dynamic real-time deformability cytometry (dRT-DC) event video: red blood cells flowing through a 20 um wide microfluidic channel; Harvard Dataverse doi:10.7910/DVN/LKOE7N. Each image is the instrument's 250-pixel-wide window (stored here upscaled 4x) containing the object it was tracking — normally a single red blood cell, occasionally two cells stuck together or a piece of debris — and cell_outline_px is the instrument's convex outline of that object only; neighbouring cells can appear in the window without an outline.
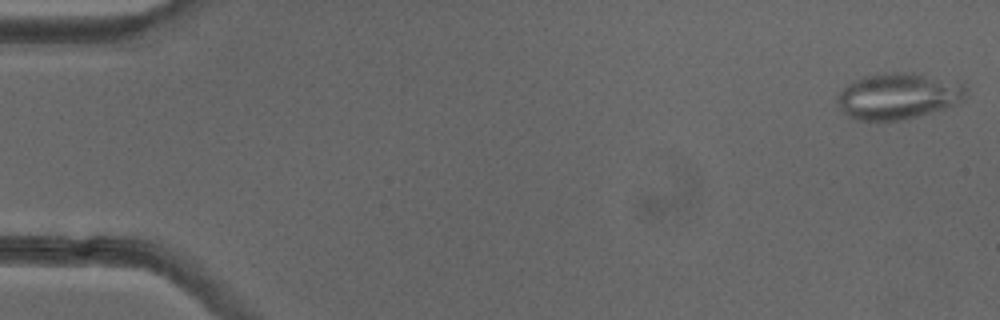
{"species": "common noctule bat (a hibernating species)", "species_latin": "Nyctalus noctula", "temperature_condition": "cold", "stored_images_in_passage": 51, "camera_frame_rate_fps": 3000, "um_per_image_px": 0.085, "animal": {"sex": "female"}, "frame": {"image": 1, "passage_image": 1, "time_ms": 0.0, "image_size_px": [1000, 320], "cell_outline_px": [[968, 96], [964, 100], [956, 104], [944, 108], [904, 120], [856, 120], [848, 116], [836, 104], [836, 96], [848, 84], [864, 76], [884, 72], [920, 72], [964, 84], [968, 88]], "centroid_in_image_um": [76.38, 8.15], "position_along_channel_um": 8.6, "area_um2": 35.08}}
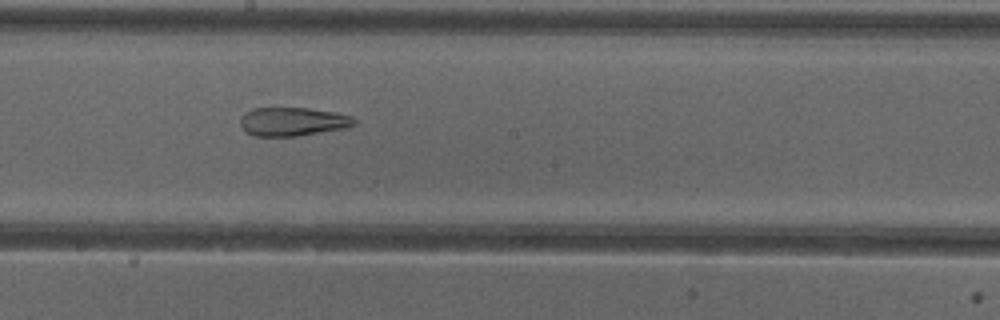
{"frame": {"image": 2, "passage_image": 28, "time_ms": 9.0, "image_size_px": [1000, 320], "cell_outline_px": [[356, 124], [348, 128], [296, 136], [256, 136], [248, 132], [240, 124], [240, 116], [244, 112], [252, 108], [308, 108], [336, 112], [352, 116], [356, 120]], "centroid_in_image_um": [24.91, 10.33], "position_along_channel_um": 223.3, "area_um2": 19.13}}
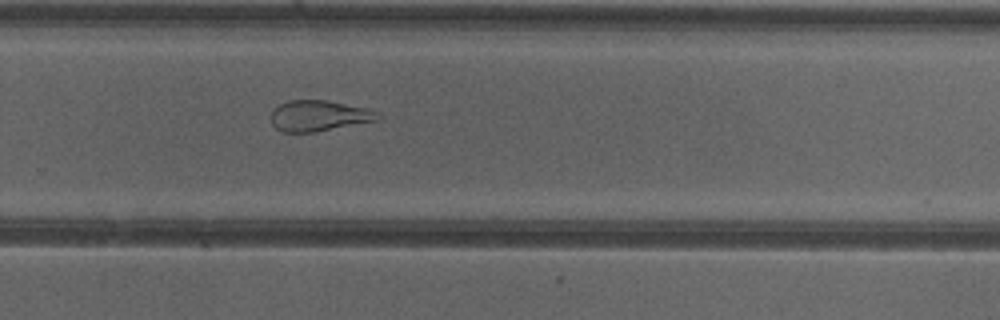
{"frame": {"image": 3, "passage_image": 34, "time_ms": 11.0, "image_size_px": [1000, 320], "cell_outline_px": [[380, 120], [312, 132], [284, 132], [276, 128], [272, 124], [268, 116], [280, 104], [292, 100], [328, 100], [368, 108], [376, 112], [380, 116]], "centroid_in_image_um": [27.1, 9.83], "position_along_channel_um": 302.7, "area_um2": 19.13}, "authors_computed_cell_mechanics": {"area_um2": 26.299, "velocity_mm_per_s": 3.997, "shape_relaxation_time_tau1_ms": null, "shape_relaxation_time_tau2_ms": 2.1039, "deformation_change_tau1": null, "deformation_change_tau2": 0.1088}}